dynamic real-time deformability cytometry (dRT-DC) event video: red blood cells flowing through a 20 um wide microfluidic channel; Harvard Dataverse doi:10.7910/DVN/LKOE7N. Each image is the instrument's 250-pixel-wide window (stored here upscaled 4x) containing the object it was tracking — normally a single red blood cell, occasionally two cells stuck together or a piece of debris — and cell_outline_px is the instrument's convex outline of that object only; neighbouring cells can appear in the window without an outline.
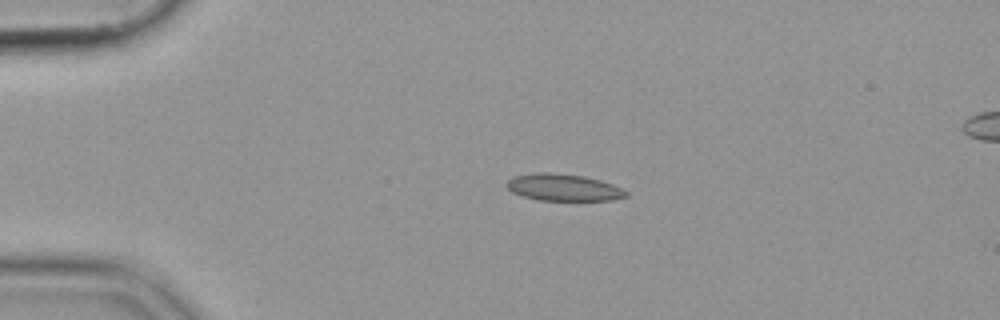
{"species": "common noctule bat (a hibernating species)", "species_latin": "Nyctalus noctula", "temperature_condition": "cold", "stored_images_in_passage": 54, "camera_frame_rate_fps": 3000, "um_per_image_px": 0.085, "animal": {"sex": "female", "body_mass_g": 19.9}, "frame": {"image": 1, "passage_image": 12, "time_ms": 3.667, "image_size_px": [1000, 320], "cell_outline_px": [[628, 196], [612, 200], [536, 200], [512, 192], [504, 184], [512, 176], [540, 172], [548, 172], [584, 176], [600, 180], [612, 184], [628, 192]], "centroid_in_image_um": [47.87, 15.93], "position_along_channel_um": 37.1, "area_um2": 18.67}}
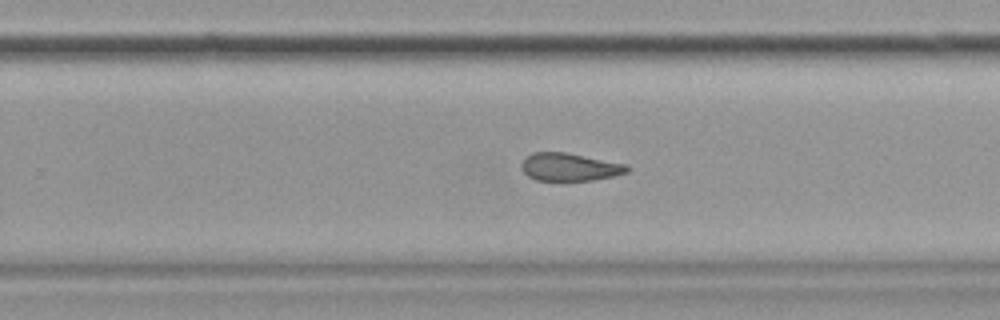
{"frame": {"image": 2, "passage_image": 35, "time_ms": 11.333, "image_size_px": [1000, 320], "cell_outline_px": [[632, 168], [628, 172], [616, 176], [592, 180], [536, 180], [528, 176], [520, 168], [520, 164], [532, 152], [564, 152], [628, 164]], "centroid_in_image_um": [48.46, 14.19], "position_along_channel_um": 281.3, "area_um2": 17.22}}
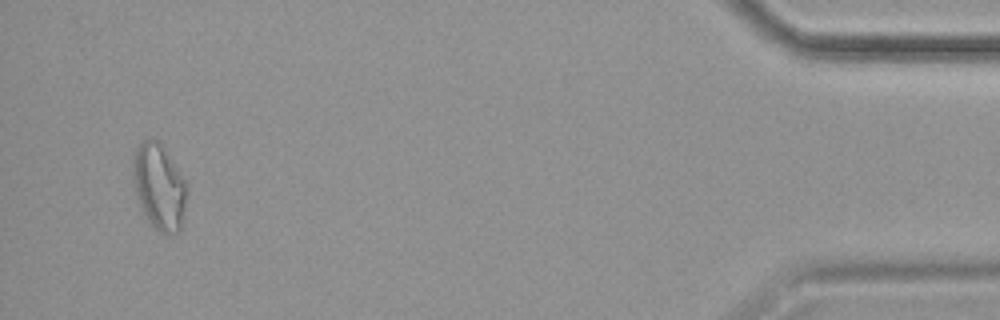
{"frame": {"image": 3, "passage_image": 52, "time_ms": 17.0, "image_size_px": [1000, 320], "cell_outline_px": [[188, 192], [180, 232], [168, 236], [160, 232], [148, 220], [136, 196], [132, 184], [132, 160], [136, 148], [148, 136], [156, 140], [164, 148], [188, 184]], "centroid_in_image_um": [13.53, 15.88], "position_along_channel_um": 421.7, "area_um2": 27.34}}